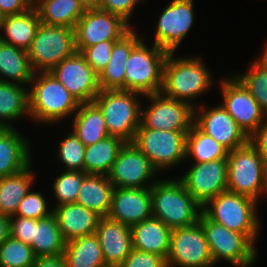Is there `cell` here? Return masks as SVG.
Segmentation results:
<instances>
[{"label": "cell", "instance_id": "30", "mask_svg": "<svg viewBox=\"0 0 267 267\" xmlns=\"http://www.w3.org/2000/svg\"><path fill=\"white\" fill-rule=\"evenodd\" d=\"M125 143L123 139L109 135L93 145L86 146L84 172L86 174L108 175Z\"/></svg>", "mask_w": 267, "mask_h": 267}, {"label": "cell", "instance_id": "32", "mask_svg": "<svg viewBox=\"0 0 267 267\" xmlns=\"http://www.w3.org/2000/svg\"><path fill=\"white\" fill-rule=\"evenodd\" d=\"M31 163L22 171L0 177V213L8 217L15 215L19 203L34 183Z\"/></svg>", "mask_w": 267, "mask_h": 267}, {"label": "cell", "instance_id": "19", "mask_svg": "<svg viewBox=\"0 0 267 267\" xmlns=\"http://www.w3.org/2000/svg\"><path fill=\"white\" fill-rule=\"evenodd\" d=\"M205 106L202 104L199 111L194 109V124L202 132L211 136L228 151L242 147L249 142V137L221 104L217 107H209V109Z\"/></svg>", "mask_w": 267, "mask_h": 267}, {"label": "cell", "instance_id": "11", "mask_svg": "<svg viewBox=\"0 0 267 267\" xmlns=\"http://www.w3.org/2000/svg\"><path fill=\"white\" fill-rule=\"evenodd\" d=\"M166 260L168 267H213V258L199 221L171 231Z\"/></svg>", "mask_w": 267, "mask_h": 267}, {"label": "cell", "instance_id": "50", "mask_svg": "<svg viewBox=\"0 0 267 267\" xmlns=\"http://www.w3.org/2000/svg\"><path fill=\"white\" fill-rule=\"evenodd\" d=\"M85 9L97 8L98 0H77Z\"/></svg>", "mask_w": 267, "mask_h": 267}, {"label": "cell", "instance_id": "6", "mask_svg": "<svg viewBox=\"0 0 267 267\" xmlns=\"http://www.w3.org/2000/svg\"><path fill=\"white\" fill-rule=\"evenodd\" d=\"M168 52L143 40L131 51L125 70V90L144 95L160 93Z\"/></svg>", "mask_w": 267, "mask_h": 267}, {"label": "cell", "instance_id": "22", "mask_svg": "<svg viewBox=\"0 0 267 267\" xmlns=\"http://www.w3.org/2000/svg\"><path fill=\"white\" fill-rule=\"evenodd\" d=\"M132 28L114 43L110 61L98 75L100 90H125V70L131 51L144 39Z\"/></svg>", "mask_w": 267, "mask_h": 267}, {"label": "cell", "instance_id": "13", "mask_svg": "<svg viewBox=\"0 0 267 267\" xmlns=\"http://www.w3.org/2000/svg\"><path fill=\"white\" fill-rule=\"evenodd\" d=\"M131 29L119 15L98 8L86 9L74 28L77 52L104 41H118Z\"/></svg>", "mask_w": 267, "mask_h": 267}, {"label": "cell", "instance_id": "8", "mask_svg": "<svg viewBox=\"0 0 267 267\" xmlns=\"http://www.w3.org/2000/svg\"><path fill=\"white\" fill-rule=\"evenodd\" d=\"M77 52L75 30L70 27L40 24L30 48L29 62L35 73L49 72Z\"/></svg>", "mask_w": 267, "mask_h": 267}, {"label": "cell", "instance_id": "47", "mask_svg": "<svg viewBox=\"0 0 267 267\" xmlns=\"http://www.w3.org/2000/svg\"><path fill=\"white\" fill-rule=\"evenodd\" d=\"M32 7L31 0H0V11L5 17L24 13Z\"/></svg>", "mask_w": 267, "mask_h": 267}, {"label": "cell", "instance_id": "49", "mask_svg": "<svg viewBox=\"0 0 267 267\" xmlns=\"http://www.w3.org/2000/svg\"><path fill=\"white\" fill-rule=\"evenodd\" d=\"M9 218L0 213V245L10 236Z\"/></svg>", "mask_w": 267, "mask_h": 267}, {"label": "cell", "instance_id": "17", "mask_svg": "<svg viewBox=\"0 0 267 267\" xmlns=\"http://www.w3.org/2000/svg\"><path fill=\"white\" fill-rule=\"evenodd\" d=\"M186 190L201 205L227 191V159L195 163L179 178Z\"/></svg>", "mask_w": 267, "mask_h": 267}, {"label": "cell", "instance_id": "3", "mask_svg": "<svg viewBox=\"0 0 267 267\" xmlns=\"http://www.w3.org/2000/svg\"><path fill=\"white\" fill-rule=\"evenodd\" d=\"M31 84L29 114L35 121L58 123L78 110L80 103L50 72L34 73Z\"/></svg>", "mask_w": 267, "mask_h": 267}, {"label": "cell", "instance_id": "4", "mask_svg": "<svg viewBox=\"0 0 267 267\" xmlns=\"http://www.w3.org/2000/svg\"><path fill=\"white\" fill-rule=\"evenodd\" d=\"M142 94L115 89L101 90L93 102L103 114L110 136H116L125 142H133L141 124V104L138 96Z\"/></svg>", "mask_w": 267, "mask_h": 267}, {"label": "cell", "instance_id": "40", "mask_svg": "<svg viewBox=\"0 0 267 267\" xmlns=\"http://www.w3.org/2000/svg\"><path fill=\"white\" fill-rule=\"evenodd\" d=\"M71 133V134H70ZM59 143L58 157L66 170L84 171V154L86 146L78 139L73 131Z\"/></svg>", "mask_w": 267, "mask_h": 267}, {"label": "cell", "instance_id": "42", "mask_svg": "<svg viewBox=\"0 0 267 267\" xmlns=\"http://www.w3.org/2000/svg\"><path fill=\"white\" fill-rule=\"evenodd\" d=\"M116 41H104L86 47L81 54L86 62L99 75L110 61L111 51Z\"/></svg>", "mask_w": 267, "mask_h": 267}, {"label": "cell", "instance_id": "27", "mask_svg": "<svg viewBox=\"0 0 267 267\" xmlns=\"http://www.w3.org/2000/svg\"><path fill=\"white\" fill-rule=\"evenodd\" d=\"M114 185L108 175L88 174L81 184L76 203L104 217L109 214Z\"/></svg>", "mask_w": 267, "mask_h": 267}, {"label": "cell", "instance_id": "31", "mask_svg": "<svg viewBox=\"0 0 267 267\" xmlns=\"http://www.w3.org/2000/svg\"><path fill=\"white\" fill-rule=\"evenodd\" d=\"M34 73L26 50L0 41V81L26 85Z\"/></svg>", "mask_w": 267, "mask_h": 267}, {"label": "cell", "instance_id": "28", "mask_svg": "<svg viewBox=\"0 0 267 267\" xmlns=\"http://www.w3.org/2000/svg\"><path fill=\"white\" fill-rule=\"evenodd\" d=\"M33 7L42 24L73 29L86 10L77 0H35Z\"/></svg>", "mask_w": 267, "mask_h": 267}, {"label": "cell", "instance_id": "48", "mask_svg": "<svg viewBox=\"0 0 267 267\" xmlns=\"http://www.w3.org/2000/svg\"><path fill=\"white\" fill-rule=\"evenodd\" d=\"M33 267H66L63 254L57 256L38 257Z\"/></svg>", "mask_w": 267, "mask_h": 267}, {"label": "cell", "instance_id": "15", "mask_svg": "<svg viewBox=\"0 0 267 267\" xmlns=\"http://www.w3.org/2000/svg\"><path fill=\"white\" fill-rule=\"evenodd\" d=\"M49 72L65 86L80 104L93 102L101 91L98 74L80 52L65 58Z\"/></svg>", "mask_w": 267, "mask_h": 267}, {"label": "cell", "instance_id": "23", "mask_svg": "<svg viewBox=\"0 0 267 267\" xmlns=\"http://www.w3.org/2000/svg\"><path fill=\"white\" fill-rule=\"evenodd\" d=\"M62 236L66 242L94 234L101 218L96 212L78 203H68L53 208Z\"/></svg>", "mask_w": 267, "mask_h": 267}, {"label": "cell", "instance_id": "51", "mask_svg": "<svg viewBox=\"0 0 267 267\" xmlns=\"http://www.w3.org/2000/svg\"><path fill=\"white\" fill-rule=\"evenodd\" d=\"M256 61L262 66L267 67V45L265 46L264 52L261 57H259V59H256Z\"/></svg>", "mask_w": 267, "mask_h": 267}, {"label": "cell", "instance_id": "41", "mask_svg": "<svg viewBox=\"0 0 267 267\" xmlns=\"http://www.w3.org/2000/svg\"><path fill=\"white\" fill-rule=\"evenodd\" d=\"M45 197L39 192H30L19 203L15 216L24 218L41 219L53 213L45 201Z\"/></svg>", "mask_w": 267, "mask_h": 267}, {"label": "cell", "instance_id": "7", "mask_svg": "<svg viewBox=\"0 0 267 267\" xmlns=\"http://www.w3.org/2000/svg\"><path fill=\"white\" fill-rule=\"evenodd\" d=\"M266 169L263 159L250 142L228 151L227 190L260 202Z\"/></svg>", "mask_w": 267, "mask_h": 267}, {"label": "cell", "instance_id": "16", "mask_svg": "<svg viewBox=\"0 0 267 267\" xmlns=\"http://www.w3.org/2000/svg\"><path fill=\"white\" fill-rule=\"evenodd\" d=\"M157 173L149 159L135 146L133 142H126L121 148L117 159L108 174L109 181L114 188H151L155 182L153 176ZM147 181V182H146Z\"/></svg>", "mask_w": 267, "mask_h": 267}, {"label": "cell", "instance_id": "44", "mask_svg": "<svg viewBox=\"0 0 267 267\" xmlns=\"http://www.w3.org/2000/svg\"><path fill=\"white\" fill-rule=\"evenodd\" d=\"M36 223L37 219L11 216L9 218L10 236L31 246Z\"/></svg>", "mask_w": 267, "mask_h": 267}, {"label": "cell", "instance_id": "21", "mask_svg": "<svg viewBox=\"0 0 267 267\" xmlns=\"http://www.w3.org/2000/svg\"><path fill=\"white\" fill-rule=\"evenodd\" d=\"M95 234L106 266L119 267L133 249L130 226L108 216L100 218Z\"/></svg>", "mask_w": 267, "mask_h": 267}, {"label": "cell", "instance_id": "52", "mask_svg": "<svg viewBox=\"0 0 267 267\" xmlns=\"http://www.w3.org/2000/svg\"><path fill=\"white\" fill-rule=\"evenodd\" d=\"M263 193L267 194V169H266V173H265L264 188H263L262 194Z\"/></svg>", "mask_w": 267, "mask_h": 267}, {"label": "cell", "instance_id": "25", "mask_svg": "<svg viewBox=\"0 0 267 267\" xmlns=\"http://www.w3.org/2000/svg\"><path fill=\"white\" fill-rule=\"evenodd\" d=\"M130 229L134 249L167 258L172 230L161 220L152 216Z\"/></svg>", "mask_w": 267, "mask_h": 267}, {"label": "cell", "instance_id": "53", "mask_svg": "<svg viewBox=\"0 0 267 267\" xmlns=\"http://www.w3.org/2000/svg\"><path fill=\"white\" fill-rule=\"evenodd\" d=\"M4 18H5V16L0 11V28H1L2 22L4 21Z\"/></svg>", "mask_w": 267, "mask_h": 267}, {"label": "cell", "instance_id": "12", "mask_svg": "<svg viewBox=\"0 0 267 267\" xmlns=\"http://www.w3.org/2000/svg\"><path fill=\"white\" fill-rule=\"evenodd\" d=\"M151 105L141 108L139 128L189 131L194 124V105L164 96L161 92L145 95Z\"/></svg>", "mask_w": 267, "mask_h": 267}, {"label": "cell", "instance_id": "45", "mask_svg": "<svg viewBox=\"0 0 267 267\" xmlns=\"http://www.w3.org/2000/svg\"><path fill=\"white\" fill-rule=\"evenodd\" d=\"M140 1L142 0H98L97 8L119 15L130 24L133 9Z\"/></svg>", "mask_w": 267, "mask_h": 267}, {"label": "cell", "instance_id": "20", "mask_svg": "<svg viewBox=\"0 0 267 267\" xmlns=\"http://www.w3.org/2000/svg\"><path fill=\"white\" fill-rule=\"evenodd\" d=\"M107 216L130 227L152 217L151 188H114Z\"/></svg>", "mask_w": 267, "mask_h": 267}, {"label": "cell", "instance_id": "2", "mask_svg": "<svg viewBox=\"0 0 267 267\" xmlns=\"http://www.w3.org/2000/svg\"><path fill=\"white\" fill-rule=\"evenodd\" d=\"M173 55L174 52H168L164 63L161 93L193 105V98L211 87L212 76L200 57L176 58Z\"/></svg>", "mask_w": 267, "mask_h": 267}, {"label": "cell", "instance_id": "43", "mask_svg": "<svg viewBox=\"0 0 267 267\" xmlns=\"http://www.w3.org/2000/svg\"><path fill=\"white\" fill-rule=\"evenodd\" d=\"M119 267H168V265L162 256L133 248Z\"/></svg>", "mask_w": 267, "mask_h": 267}, {"label": "cell", "instance_id": "9", "mask_svg": "<svg viewBox=\"0 0 267 267\" xmlns=\"http://www.w3.org/2000/svg\"><path fill=\"white\" fill-rule=\"evenodd\" d=\"M199 222L204 229L214 264L220 259L237 267H248L255 262L258 255L255 244L244 234L225 228L203 211Z\"/></svg>", "mask_w": 267, "mask_h": 267}, {"label": "cell", "instance_id": "10", "mask_svg": "<svg viewBox=\"0 0 267 267\" xmlns=\"http://www.w3.org/2000/svg\"><path fill=\"white\" fill-rule=\"evenodd\" d=\"M188 132L138 128L133 143L157 171L167 170L185 160Z\"/></svg>", "mask_w": 267, "mask_h": 267}, {"label": "cell", "instance_id": "33", "mask_svg": "<svg viewBox=\"0 0 267 267\" xmlns=\"http://www.w3.org/2000/svg\"><path fill=\"white\" fill-rule=\"evenodd\" d=\"M31 247L36 258L57 256L64 253L66 241L53 213L37 220L34 225Z\"/></svg>", "mask_w": 267, "mask_h": 267}, {"label": "cell", "instance_id": "18", "mask_svg": "<svg viewBox=\"0 0 267 267\" xmlns=\"http://www.w3.org/2000/svg\"><path fill=\"white\" fill-rule=\"evenodd\" d=\"M193 0H173L159 16L154 43L156 46L174 52L190 31L194 22Z\"/></svg>", "mask_w": 267, "mask_h": 267}, {"label": "cell", "instance_id": "46", "mask_svg": "<svg viewBox=\"0 0 267 267\" xmlns=\"http://www.w3.org/2000/svg\"><path fill=\"white\" fill-rule=\"evenodd\" d=\"M249 142L257 149L267 167V119L249 137Z\"/></svg>", "mask_w": 267, "mask_h": 267}, {"label": "cell", "instance_id": "34", "mask_svg": "<svg viewBox=\"0 0 267 267\" xmlns=\"http://www.w3.org/2000/svg\"><path fill=\"white\" fill-rule=\"evenodd\" d=\"M63 257L66 267L106 266L102 248L95 233L66 242Z\"/></svg>", "mask_w": 267, "mask_h": 267}, {"label": "cell", "instance_id": "35", "mask_svg": "<svg viewBox=\"0 0 267 267\" xmlns=\"http://www.w3.org/2000/svg\"><path fill=\"white\" fill-rule=\"evenodd\" d=\"M29 114L28 90L17 83L0 81V128L13 127L15 121Z\"/></svg>", "mask_w": 267, "mask_h": 267}, {"label": "cell", "instance_id": "14", "mask_svg": "<svg viewBox=\"0 0 267 267\" xmlns=\"http://www.w3.org/2000/svg\"><path fill=\"white\" fill-rule=\"evenodd\" d=\"M224 109L250 137L267 119L258 102L233 75L221 81Z\"/></svg>", "mask_w": 267, "mask_h": 267}, {"label": "cell", "instance_id": "39", "mask_svg": "<svg viewBox=\"0 0 267 267\" xmlns=\"http://www.w3.org/2000/svg\"><path fill=\"white\" fill-rule=\"evenodd\" d=\"M87 175L84 171L65 170L57 176L53 184V194L59 203L57 206L76 203L79 189Z\"/></svg>", "mask_w": 267, "mask_h": 267}, {"label": "cell", "instance_id": "36", "mask_svg": "<svg viewBox=\"0 0 267 267\" xmlns=\"http://www.w3.org/2000/svg\"><path fill=\"white\" fill-rule=\"evenodd\" d=\"M227 155L228 150L223 145L192 125L186 137V159L191 157L194 163H201L227 159Z\"/></svg>", "mask_w": 267, "mask_h": 267}, {"label": "cell", "instance_id": "26", "mask_svg": "<svg viewBox=\"0 0 267 267\" xmlns=\"http://www.w3.org/2000/svg\"><path fill=\"white\" fill-rule=\"evenodd\" d=\"M40 24L34 7L18 15L6 16L0 28L6 36L0 32V41L27 51Z\"/></svg>", "mask_w": 267, "mask_h": 267}, {"label": "cell", "instance_id": "29", "mask_svg": "<svg viewBox=\"0 0 267 267\" xmlns=\"http://www.w3.org/2000/svg\"><path fill=\"white\" fill-rule=\"evenodd\" d=\"M73 116L72 131L85 146L93 145L109 136L103 114L94 102L79 104Z\"/></svg>", "mask_w": 267, "mask_h": 267}, {"label": "cell", "instance_id": "5", "mask_svg": "<svg viewBox=\"0 0 267 267\" xmlns=\"http://www.w3.org/2000/svg\"><path fill=\"white\" fill-rule=\"evenodd\" d=\"M256 207L253 198L227 190L210 199L202 211L225 228L244 234L254 244L260 227Z\"/></svg>", "mask_w": 267, "mask_h": 267}, {"label": "cell", "instance_id": "37", "mask_svg": "<svg viewBox=\"0 0 267 267\" xmlns=\"http://www.w3.org/2000/svg\"><path fill=\"white\" fill-rule=\"evenodd\" d=\"M35 259L32 247L12 236L0 245V267H33Z\"/></svg>", "mask_w": 267, "mask_h": 267}, {"label": "cell", "instance_id": "24", "mask_svg": "<svg viewBox=\"0 0 267 267\" xmlns=\"http://www.w3.org/2000/svg\"><path fill=\"white\" fill-rule=\"evenodd\" d=\"M29 146L14 127L0 128V177L18 173L31 163Z\"/></svg>", "mask_w": 267, "mask_h": 267}, {"label": "cell", "instance_id": "38", "mask_svg": "<svg viewBox=\"0 0 267 267\" xmlns=\"http://www.w3.org/2000/svg\"><path fill=\"white\" fill-rule=\"evenodd\" d=\"M250 92L267 116V67L254 61L250 70L243 75L235 76Z\"/></svg>", "mask_w": 267, "mask_h": 267}, {"label": "cell", "instance_id": "1", "mask_svg": "<svg viewBox=\"0 0 267 267\" xmlns=\"http://www.w3.org/2000/svg\"><path fill=\"white\" fill-rule=\"evenodd\" d=\"M177 180H158L151 187L152 216L171 230L198 222L203 208Z\"/></svg>", "mask_w": 267, "mask_h": 267}]
</instances>
